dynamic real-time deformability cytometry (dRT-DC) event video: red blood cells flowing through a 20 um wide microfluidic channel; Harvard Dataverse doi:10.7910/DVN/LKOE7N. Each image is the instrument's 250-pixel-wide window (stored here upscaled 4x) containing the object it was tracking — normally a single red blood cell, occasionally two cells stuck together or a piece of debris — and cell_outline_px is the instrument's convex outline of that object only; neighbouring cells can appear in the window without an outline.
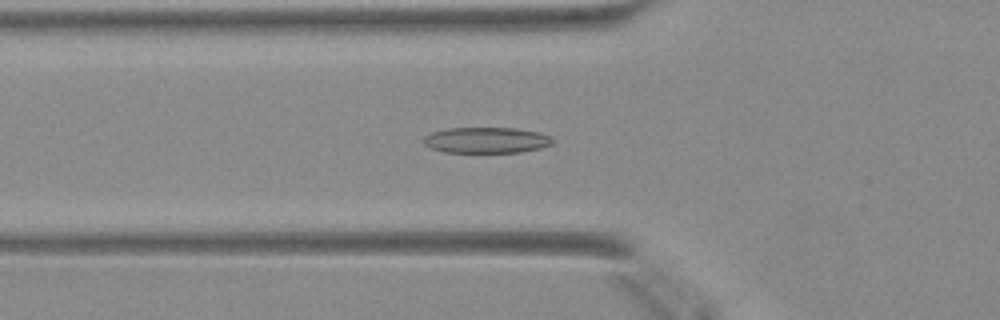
{"species": "Egyptian fruit bat (a non-hibernating species)", "species_latin": "Rousettus aegyptiacus", "temperature_condition": "warm", "stored_images_in_passage": 41, "camera_frame_rate_fps": 3000, "um_per_image_px": 0.085, "animal": {"sex": "female"}, "frame": {"image": 1, "passage_image": 10, "time_ms": 3.0, "image_size_px": [1000, 320], "cell_outline_px": [[552, 144], [540, 148], [520, 152], [444, 152], [432, 148], [424, 144], [424, 136], [432, 132], [448, 128], [516, 128], [536, 132], [548, 136], [552, 140]], "centroid_in_image_um": [41.31, 11.91], "position_along_channel_um": 84.5, "area_um2": 19.19}}
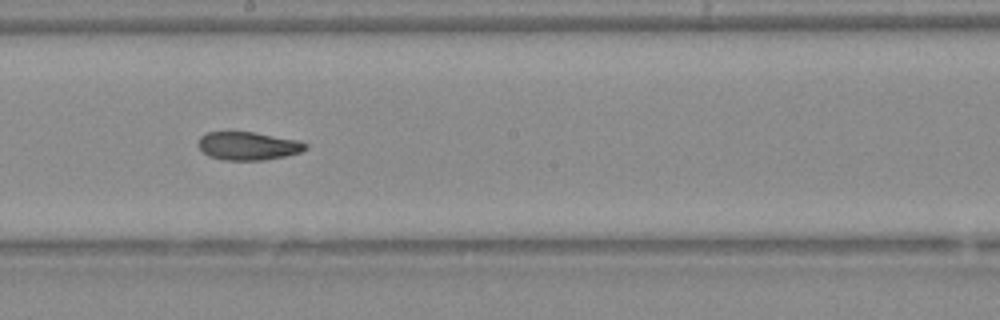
{"frame": {"image": 2, "passage_image": 20, "time_ms": 6.333, "image_size_px": [1000, 320], "cell_outline_px": [[308, 148], [300, 152], [284, 156], [264, 160], [220, 160], [208, 156], [196, 144], [200, 136], [208, 132], [252, 132], [296, 140], [308, 144]], "centroid_in_image_um": [21.05, 12.41], "position_along_channel_um": 227.2, "area_um2": 17.57}}
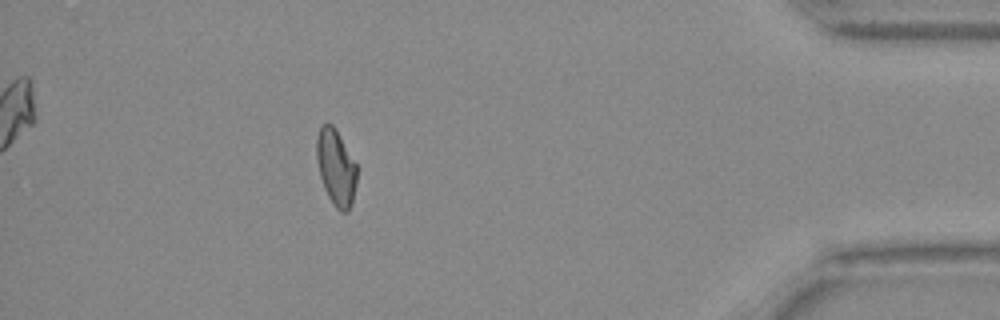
{"frame": {"image": 3, "passage_image": 36, "time_ms": 11.667, "image_size_px": [1000, 320], "cell_outline_px": [[356, 184], [352, 204], [348, 212], [340, 212], [336, 208], [328, 196], [324, 188], [320, 176], [316, 160], [316, 140], [320, 128], [324, 124], [332, 124], [336, 128], [356, 164]], "centroid_in_image_um": [28.55, 14.25], "position_along_channel_um": 406.6, "area_um2": 17.86}}